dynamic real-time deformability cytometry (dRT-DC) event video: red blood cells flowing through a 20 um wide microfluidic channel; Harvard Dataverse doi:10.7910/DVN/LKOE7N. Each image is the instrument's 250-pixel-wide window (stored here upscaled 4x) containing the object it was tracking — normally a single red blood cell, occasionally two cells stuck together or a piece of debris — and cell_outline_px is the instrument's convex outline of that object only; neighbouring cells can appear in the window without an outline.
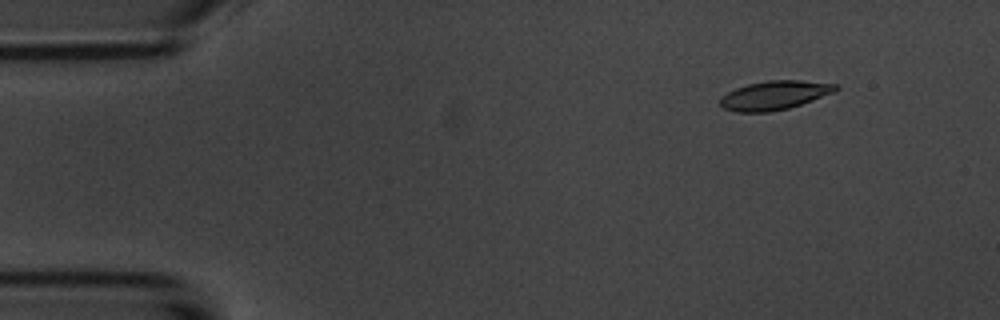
{"species": "common noctule bat (a hibernating species)", "species_latin": "Nyctalus noctula", "temperature_condition": "room temperature", "stored_images_in_passage": 5, "camera_frame_rate_fps": 3000, "um_per_image_px": 0.085, "animal": {"sex": "male", "body_mass_g": 20.1, "forearm_length_mm": 53.5}, "frame": {"image": 1, "passage_image": 2, "time_ms": 1.333, "image_size_px": [1000, 320], "cell_outline_px": [[840, 88], [836, 92], [788, 108], [768, 112], [736, 112], [724, 108], [720, 104], [720, 96], [736, 88], [748, 84], [768, 80], [800, 80], [840, 84]], "centroid_in_image_um": [65.87, 8.09], "position_along_channel_um": 19.1, "area_um2": 19.54}}
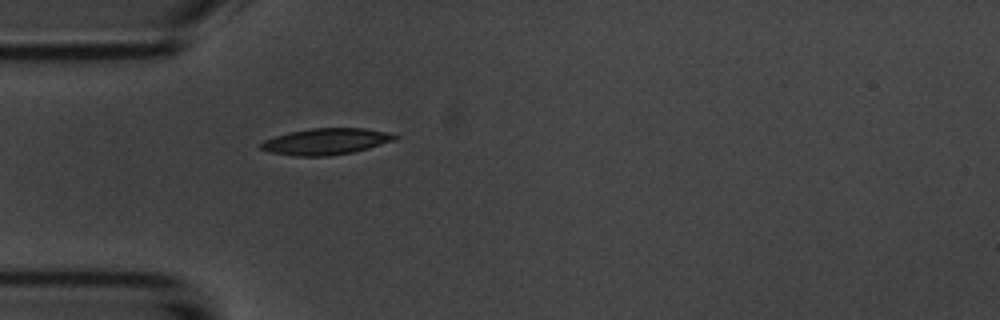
{"frame": {"image": 2, "passage_image": 5, "time_ms": 4.667, "image_size_px": [1000, 320], "cell_outline_px": [[400, 136], [396, 140], [368, 148], [352, 152], [328, 156], [296, 156], [272, 152], [260, 148], [260, 144], [264, 140], [288, 132], [312, 128], [364, 128], [384, 132]], "centroid_in_image_um": [27.71, 12.02], "position_along_channel_um": 57.3, "area_um2": 20.35}}